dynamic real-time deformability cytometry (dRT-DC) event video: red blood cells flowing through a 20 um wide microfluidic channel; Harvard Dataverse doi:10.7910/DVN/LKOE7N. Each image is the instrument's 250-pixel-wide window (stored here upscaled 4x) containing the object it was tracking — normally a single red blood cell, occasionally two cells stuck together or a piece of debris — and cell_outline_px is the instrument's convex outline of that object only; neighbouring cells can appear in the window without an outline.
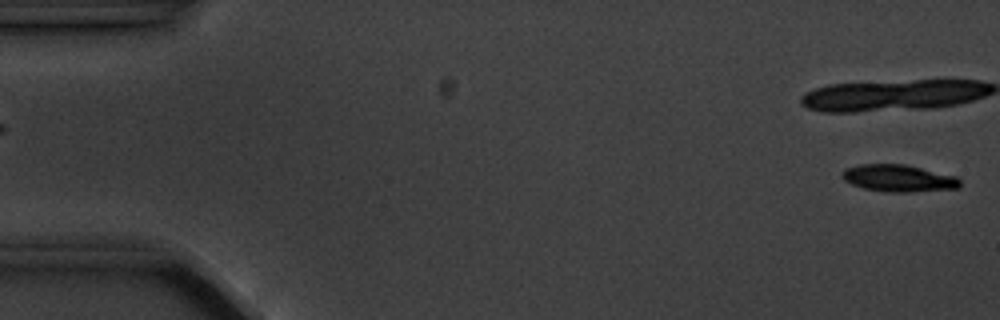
{"species": "common noctule bat (a hibernating species)", "species_latin": "Nyctalus noctula", "temperature_condition": "cold", "stored_images_in_passage": 2, "camera_frame_rate_fps": 3000, "um_per_image_px": 0.085, "animal": {"sex": "male", "body_mass_g": 20.1, "forearm_length_mm": 53.5}, "frame": {"image": 1, "passage_image": 2, "time_ms": 1.0, "image_size_px": [1000, 320], "cell_outline_px": [[960, 188], [908, 192], [888, 192], [864, 188], [852, 184], [844, 180], [840, 176], [844, 168], [860, 164], [904, 164], [956, 176], [960, 180]], "centroid_in_image_um": [76.35, 15.14], "position_along_channel_um": 8.6, "area_um2": 18.55}}